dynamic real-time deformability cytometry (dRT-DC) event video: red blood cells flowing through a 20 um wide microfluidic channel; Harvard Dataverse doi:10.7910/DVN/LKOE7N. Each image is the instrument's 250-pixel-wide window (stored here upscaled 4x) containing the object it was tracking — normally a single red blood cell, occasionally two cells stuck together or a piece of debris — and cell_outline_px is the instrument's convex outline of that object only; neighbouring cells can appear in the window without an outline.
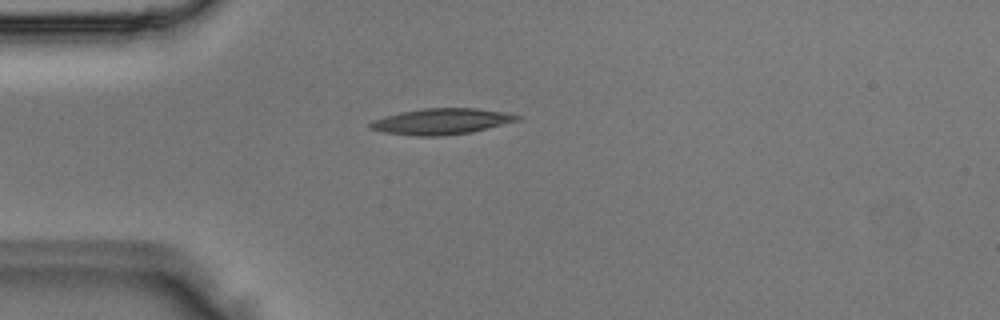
{"species": "Egyptian fruit bat (a non-hibernating species)", "species_latin": "Rousettus aegyptiacus", "temperature_condition": "room temperature", "stored_images_in_passage": 3, "camera_frame_rate_fps": 3000, "um_per_image_px": 0.085, "animal": {"sex": "male"}, "frame": {"image": 1, "passage_image": 3, "time_ms": 0.667, "image_size_px": [1000, 320], "cell_outline_px": [[520, 120], [472, 132], [440, 136], [412, 136], [384, 132], [368, 128], [368, 124], [372, 120], [384, 116], [400, 112], [424, 108], [476, 108], [504, 112], [520, 116]], "centroid_in_image_um": [37.48, 10.32], "position_along_channel_um": 47.5, "area_um2": 22.31}}